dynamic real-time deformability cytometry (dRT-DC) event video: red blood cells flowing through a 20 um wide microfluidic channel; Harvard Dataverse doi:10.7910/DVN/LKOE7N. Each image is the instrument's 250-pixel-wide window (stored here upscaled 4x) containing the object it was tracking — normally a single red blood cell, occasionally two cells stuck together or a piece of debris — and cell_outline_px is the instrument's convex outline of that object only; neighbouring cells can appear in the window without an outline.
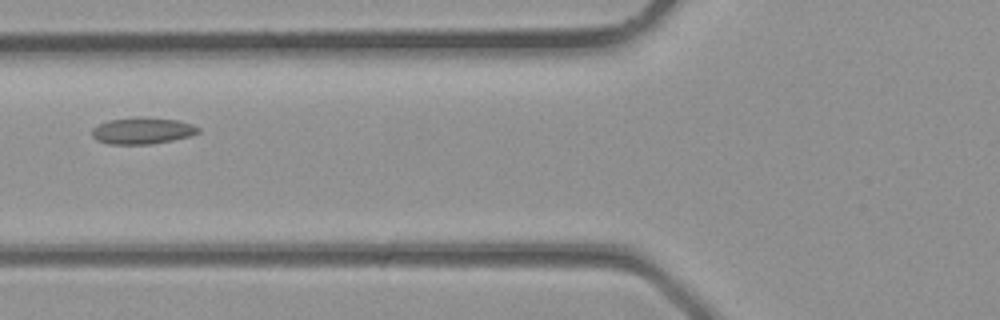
{"species": "common noctule bat (a hibernating species)", "species_latin": "Nyctalus noctula", "temperature_condition": "room temperature", "stored_images_in_passage": 4, "camera_frame_rate_fps": 3000, "um_per_image_px": 0.085, "animal": {"sex": "male", "body_mass_g": 23.1, "forearm_length_mm": 52.7}, "frame": {"image": 1, "passage_image": 4, "time_ms": 1.0, "image_size_px": [1000, 320], "cell_outline_px": [[200, 132], [188, 136], [172, 140], [152, 144], [108, 144], [96, 140], [92, 136], [92, 128], [108, 120], [136, 116], [144, 116], [176, 120], [192, 124], [200, 128]], "centroid_in_image_um": [12.08, 11.1], "position_along_channel_um": 113.7, "area_um2": 16.59}}